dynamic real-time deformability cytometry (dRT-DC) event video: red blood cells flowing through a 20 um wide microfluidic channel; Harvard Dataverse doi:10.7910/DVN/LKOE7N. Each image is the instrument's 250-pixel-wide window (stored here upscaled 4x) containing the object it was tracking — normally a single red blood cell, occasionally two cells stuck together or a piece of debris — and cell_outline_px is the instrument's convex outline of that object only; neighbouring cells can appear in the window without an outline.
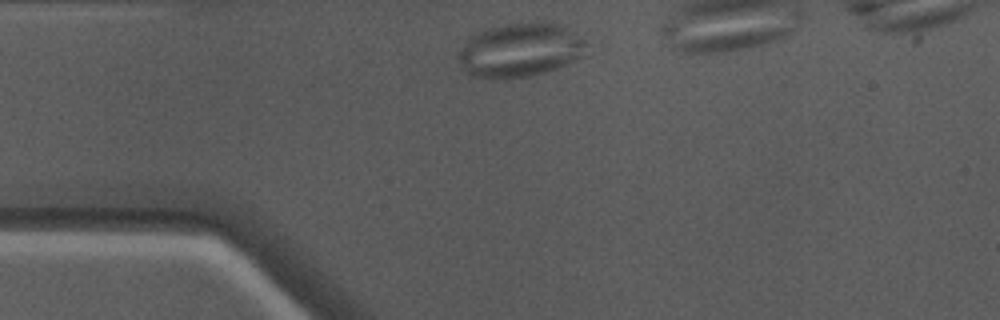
{"species": "Egyptian fruit bat (a non-hibernating species)", "species_latin": "Rousettus aegyptiacus", "temperature_condition": "warm", "stored_images_in_passage": 30, "camera_frame_rate_fps": 3000, "um_per_image_px": 0.085, "animal": {"sex": "male"}, "frame": {"image": 1, "passage_image": 1, "time_ms": 0.0, "image_size_px": [1000, 320], "cell_outline_px": [[588, 56], [556, 68], [544, 72], [528, 76], [504, 80], [492, 80], [472, 76], [464, 68], [460, 60], [460, 48], [476, 32], [504, 24], [532, 20], [544, 20], [560, 24], [568, 28], [588, 40]], "centroid_in_image_um": [44.32, 4.24], "position_along_channel_um": 40.7, "area_um2": 41.27}}